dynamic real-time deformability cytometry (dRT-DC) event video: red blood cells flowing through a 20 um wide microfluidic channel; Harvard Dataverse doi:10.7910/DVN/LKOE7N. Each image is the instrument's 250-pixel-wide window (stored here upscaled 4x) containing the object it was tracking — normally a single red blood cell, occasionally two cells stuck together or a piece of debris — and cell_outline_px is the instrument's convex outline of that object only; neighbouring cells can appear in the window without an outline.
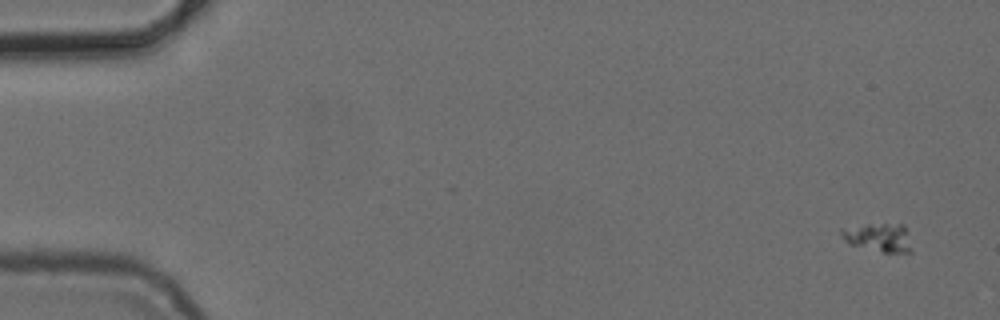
{"species": "common noctule bat (a hibernating species)", "species_latin": "Nyctalus noctula", "temperature_condition": "cold", "stored_images_in_passage": 5, "camera_frame_rate_fps": 3000, "um_per_image_px": 0.085, "animal": {"sex": "female", "body_mass_g": 24.6, "forearm_length_mm": 56.2}, "frame": {"image": 1, "passage_image": 1, "time_ms": 0.0, "image_size_px": [1000, 320], "cell_outline_px": [[912, 252], [884, 252], [848, 244], [844, 240], [840, 232], [840, 228], [868, 224], [904, 224], [912, 248]], "centroid_in_image_um": [74.67, 20.17], "position_along_channel_um": 10.3, "area_um2": 11.68}}
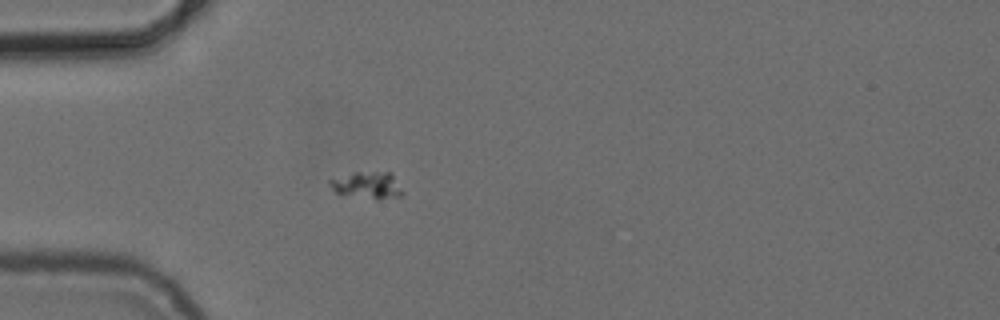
{"frame": {"image": 2, "passage_image": 5, "time_ms": 4.667, "image_size_px": [1000, 320], "cell_outline_px": [[404, 196], [380, 200], [376, 200], [336, 192], [328, 184], [328, 180], [356, 172], [392, 172], [404, 192]], "centroid_in_image_um": [31.31, 15.76], "position_along_channel_um": 53.7, "area_um2": 11.5}}